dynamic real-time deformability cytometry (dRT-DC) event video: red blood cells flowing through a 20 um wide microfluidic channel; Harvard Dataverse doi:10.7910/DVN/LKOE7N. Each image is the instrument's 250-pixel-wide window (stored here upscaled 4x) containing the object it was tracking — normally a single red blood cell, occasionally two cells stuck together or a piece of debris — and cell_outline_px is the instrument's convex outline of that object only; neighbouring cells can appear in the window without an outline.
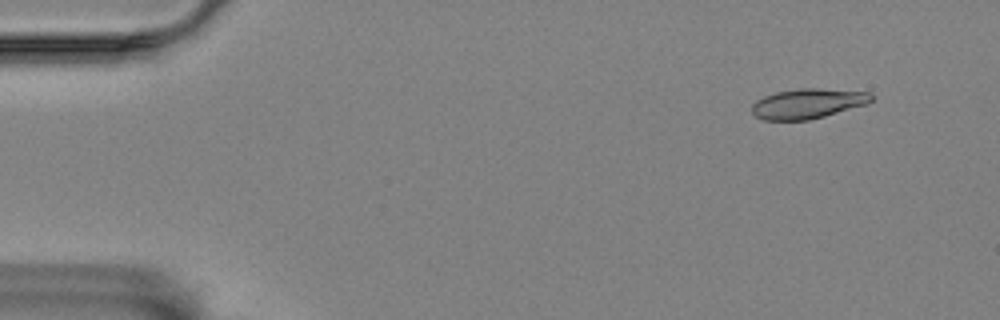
{"species": "Egyptian fruit bat (a non-hibernating species)", "species_latin": "Rousettus aegyptiacus", "temperature_condition": "room temperature", "stored_images_in_passage": 57, "camera_frame_rate_fps": 3000, "um_per_image_px": 0.085, "animal": {"sex": "female"}, "frame": {"image": 1, "passage_image": 5, "time_ms": 1.333, "image_size_px": [1000, 320], "cell_outline_px": [[872, 100], [868, 104], [824, 116], [808, 120], [764, 120], [756, 116], [752, 112], [752, 104], [756, 100], [764, 96], [776, 92], [800, 88], [820, 88], [868, 92], [872, 96]], "centroid_in_image_um": [68.65, 8.8], "position_along_channel_um": 16.3, "area_um2": 20.81}}
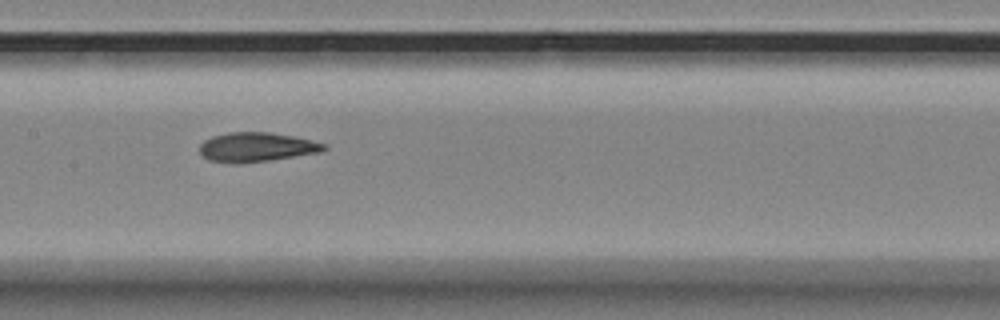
{"frame": {"image": 2, "passage_image": 28, "time_ms": 9.0, "image_size_px": [1000, 320], "cell_outline_px": [[328, 148], [320, 152], [268, 160], [240, 164], [236, 164], [208, 160], [200, 152], [200, 144], [204, 140], [212, 136], [228, 132], [268, 132], [292, 136], [312, 140], [328, 144]], "centroid_in_image_um": [21.8, 12.5], "position_along_channel_um": 185.6, "area_um2": 21.27}}
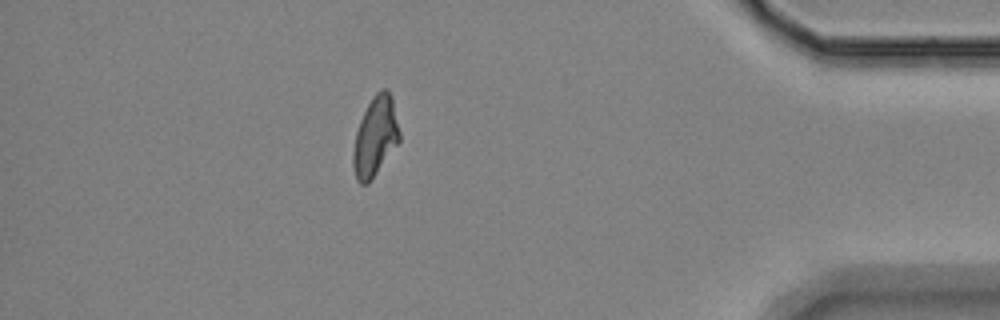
{"frame": {"image": 3, "passage_image": 50, "time_ms": 16.333, "image_size_px": [1000, 320], "cell_outline_px": [[400, 140], [368, 184], [360, 184], [356, 180], [352, 164], [352, 152], [356, 132], [360, 120], [372, 96], [376, 92], [384, 88], [388, 88], [392, 96], [400, 132]], "centroid_in_image_um": [31.89, 11.6], "position_along_channel_um": 403.3, "area_um2": 21.5}, "authors_computed_cell_mechanics": {"area_um2": 21.2704, "velocity_mm_per_s": 3.5176, "shape_relaxation_time_tau1_ms": 11.3953, "shape_relaxation_time_tau2_ms": 3.1274, "deformation_change_tau1": 0.2506, "deformation_change_tau2": 0.0957}}